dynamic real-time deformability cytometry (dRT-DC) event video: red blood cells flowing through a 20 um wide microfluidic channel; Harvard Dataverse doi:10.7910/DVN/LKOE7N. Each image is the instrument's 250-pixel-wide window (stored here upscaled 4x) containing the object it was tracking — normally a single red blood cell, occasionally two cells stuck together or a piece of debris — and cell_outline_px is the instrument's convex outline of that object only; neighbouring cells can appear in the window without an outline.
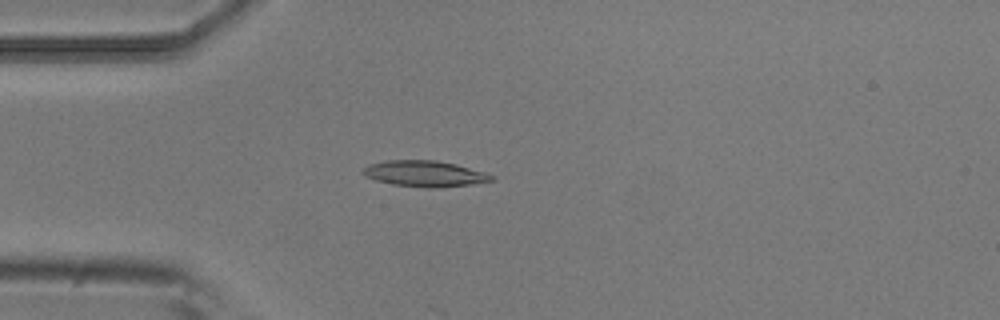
{"species": "common noctule bat (a hibernating species)", "species_latin": "Nyctalus noctula", "temperature_condition": "room temperature", "stored_images_in_passage": 5, "camera_frame_rate_fps": 3000, "um_per_image_px": 0.085, "animal": {"sex": "male", "body_mass_g": 20.5, "forearm_length_mm": 52.5}, "frame": {"image": 1, "passage_image": 4, "time_ms": 1.0, "image_size_px": [1000, 320], "cell_outline_px": [[496, 180], [472, 184], [432, 188], [428, 188], [392, 184], [376, 180], [364, 176], [360, 172], [368, 164], [388, 160], [436, 160], [456, 164], [484, 172], [496, 176]], "centroid_in_image_um": [36.1, 14.76], "position_along_channel_um": 48.9, "area_um2": 19.54}}